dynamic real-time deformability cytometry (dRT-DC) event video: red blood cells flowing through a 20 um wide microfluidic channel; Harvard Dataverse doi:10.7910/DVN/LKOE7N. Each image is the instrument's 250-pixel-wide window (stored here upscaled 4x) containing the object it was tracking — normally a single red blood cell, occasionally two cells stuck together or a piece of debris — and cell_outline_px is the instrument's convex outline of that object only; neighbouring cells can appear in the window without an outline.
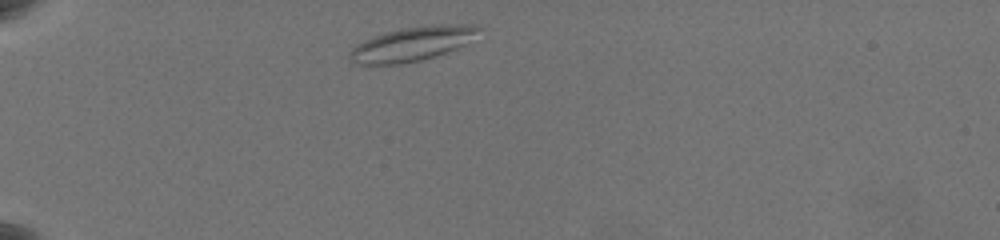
{"species": "common noctule bat (a hibernating species)", "species_latin": "Nyctalus noctula", "temperature_condition": "warm", "stored_images_in_passage": 41, "camera_frame_rate_fps": 3000, "um_per_image_px": 0.085, "animal": {"sex": "female", "body_mass_g": 19.5, "forearm_length_mm": 54.1}, "frame": {"image": 1, "passage_image": 3, "time_ms": 0.667, "image_size_px": [1000, 240], "cell_outline_px": [[484, 28], [464, 44], [456, 48], [436, 56], [420, 60], [400, 64], [360, 64], [352, 60], [348, 56], [352, 48], [356, 44], [364, 40], [400, 28], [432, 24], [476, 24]], "centroid_in_image_um": [35.08, 3.71], "position_along_channel_um": 49.9, "area_um2": 25.55}}
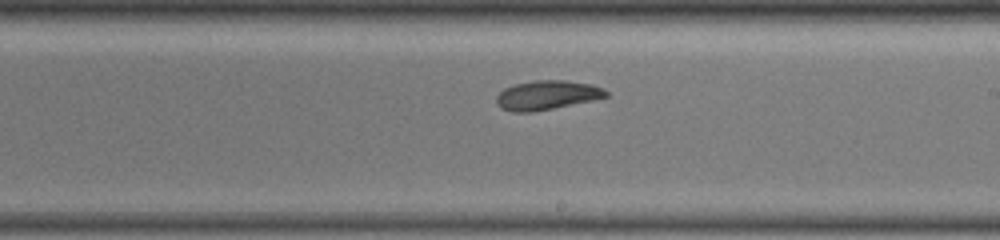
{"frame": {"image": 2, "passage_image": 23, "time_ms": 7.333, "image_size_px": [1000, 240], "cell_outline_px": [[608, 96], [592, 100], [532, 112], [512, 112], [496, 104], [496, 96], [504, 88], [516, 84], [536, 80], [568, 80], [592, 84], [604, 88], [608, 92]], "centroid_in_image_um": [46.5, 8.07], "position_along_channel_um": 242.5, "area_um2": 18.55}}
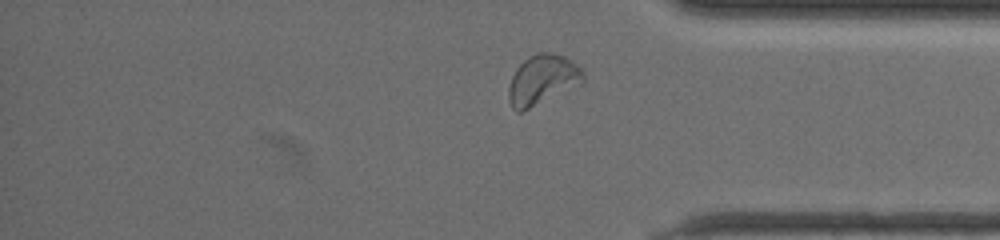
{"frame": {"image": 3, "passage_image": 36, "time_ms": 11.667, "image_size_px": [1000, 240], "cell_outline_px": [[584, 80], [520, 112], [516, 112], [512, 108], [508, 100], [508, 88], [512, 76], [516, 68], [528, 56], [536, 52], [552, 52], [564, 56], [576, 64], [584, 72]], "centroid_in_image_um": [46.04, 6.73], "position_along_channel_um": 389.2, "area_um2": 21.04}, "authors_computed_cell_mechanics": {"area_um2": 19.4786, "velocity_mm_per_s": 3.492, "shape_relaxation_time_tau1_ms": 6.5569, "shape_relaxation_time_tau2_ms": 5.1017, "deformation_change_tau1": 0.0992, "deformation_change_tau2": 0.1105}}